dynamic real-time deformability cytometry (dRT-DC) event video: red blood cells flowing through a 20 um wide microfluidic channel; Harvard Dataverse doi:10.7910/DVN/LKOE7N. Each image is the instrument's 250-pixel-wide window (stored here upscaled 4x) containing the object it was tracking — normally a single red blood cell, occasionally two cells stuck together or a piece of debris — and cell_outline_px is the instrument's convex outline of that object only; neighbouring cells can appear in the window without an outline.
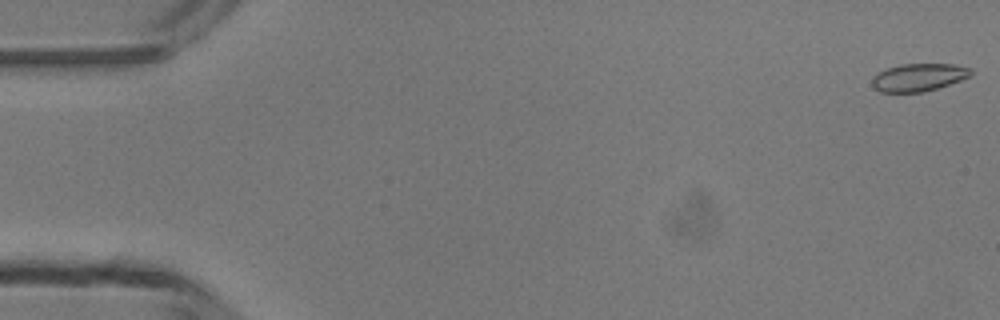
{"species": "common noctule bat (a hibernating species)", "species_latin": "Nyctalus noctula", "temperature_condition": "room temperature", "stored_images_in_passage": 4, "camera_frame_rate_fps": 3000, "um_per_image_px": 0.085, "animal": {"sex": "male", "body_mass_g": 13.3}, "frame": {"image": 1, "passage_image": 1, "time_ms": 0.0, "image_size_px": [1000, 320], "cell_outline_px": [[972, 72], [968, 76], [960, 80], [924, 92], [880, 92], [872, 84], [872, 80], [880, 72], [888, 68], [900, 64], [956, 64], [972, 68]], "centroid_in_image_um": [78.11, 6.56], "position_along_channel_um": 6.9, "area_um2": 15.66}}
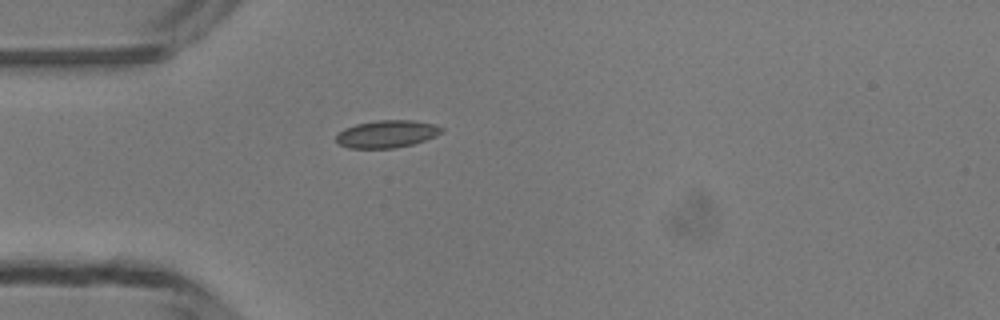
{"frame": {"image": 2, "passage_image": 4, "time_ms": 4.333, "image_size_px": [1000, 320], "cell_outline_px": [[444, 132], [436, 136], [412, 144], [396, 148], [348, 148], [340, 144], [336, 140], [336, 136], [344, 128], [356, 124], [380, 120], [412, 120], [436, 124], [444, 128]], "centroid_in_image_um": [32.92, 11.38], "position_along_channel_um": 52.1, "area_um2": 16.88}}